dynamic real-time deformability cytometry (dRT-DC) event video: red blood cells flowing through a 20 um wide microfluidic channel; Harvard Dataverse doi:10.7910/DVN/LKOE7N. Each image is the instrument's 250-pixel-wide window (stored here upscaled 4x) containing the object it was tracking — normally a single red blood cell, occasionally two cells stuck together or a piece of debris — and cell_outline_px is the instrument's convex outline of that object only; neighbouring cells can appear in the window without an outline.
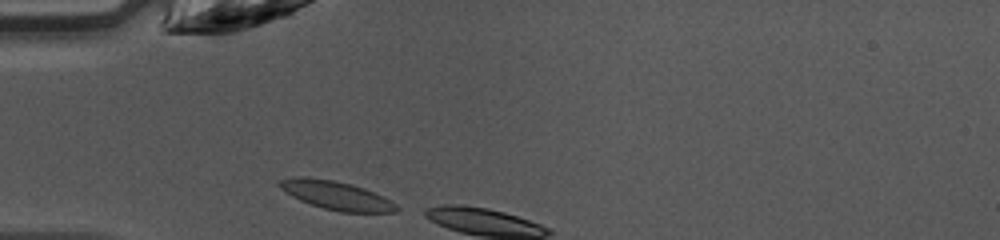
{"species": "common noctule bat (a hibernating species)", "species_latin": "Nyctalus noctula", "temperature_condition": "warm", "stored_images_in_passage": 3, "camera_frame_rate_fps": 3000, "um_per_image_px": 0.085, "animal": {"sex": "female", "body_mass_g": 10.0, "forearm_length_mm": 53.1}, "frame": {"image": 1, "passage_image": 1, "time_ms": 0.0, "image_size_px": [1000, 240], "cell_outline_px": [[400, 208], [396, 212], [340, 212], [324, 208], [300, 200], [292, 196], [280, 188], [280, 180], [300, 176], [332, 180], [352, 184], [364, 188], [384, 196], [396, 204]], "centroid_in_image_um": [28.64, 16.61], "position_along_channel_um": 56.4, "area_um2": 19.25}}